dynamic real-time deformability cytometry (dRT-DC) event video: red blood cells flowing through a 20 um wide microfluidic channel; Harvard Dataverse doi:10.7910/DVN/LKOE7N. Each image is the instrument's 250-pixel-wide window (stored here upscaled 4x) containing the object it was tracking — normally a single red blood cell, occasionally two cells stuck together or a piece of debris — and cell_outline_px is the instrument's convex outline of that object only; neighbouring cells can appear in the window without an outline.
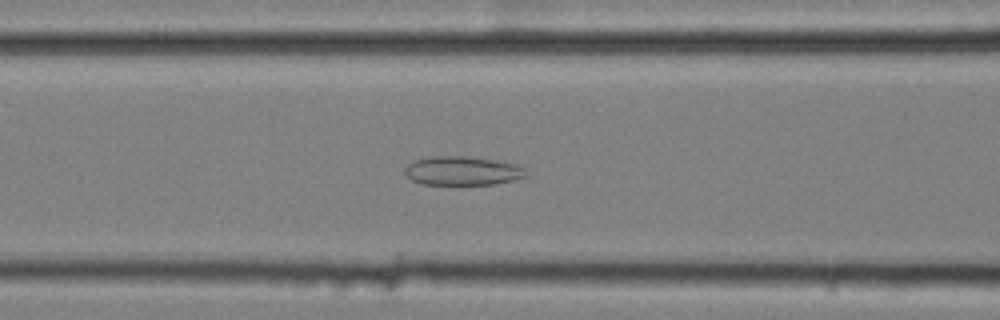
{"species": "common noctule bat (a hibernating species)", "species_latin": "Nyctalus noctula", "temperature_condition": "cold", "stored_images_in_passage": 48, "camera_frame_rate_fps": 3000, "um_per_image_px": 0.085, "animal": {"sex": "female", "body_mass_g": 25.1}, "frame": {"image": 1, "passage_image": 14, "time_ms": 4.333, "image_size_px": [1000, 320], "cell_outline_px": [[524, 176], [512, 180], [492, 184], [460, 188], [456, 188], [420, 184], [412, 180], [404, 172], [404, 168], [412, 160], [428, 156], [464, 156], [492, 160], [516, 164], [524, 168]], "centroid_in_image_um": [39.19, 14.57], "position_along_channel_um": 127.4, "area_um2": 21.27}}
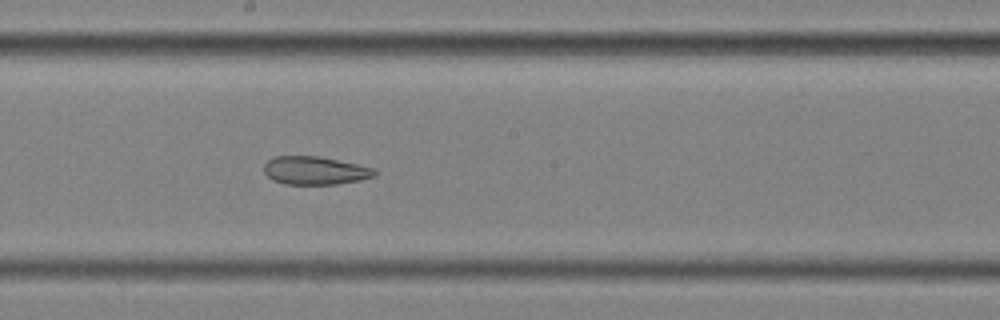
{"frame": {"image": 2, "passage_image": 22, "time_ms": 7.0, "image_size_px": [1000, 320], "cell_outline_px": [[376, 176], [360, 180], [336, 184], [284, 184], [272, 180], [264, 172], [264, 164], [268, 160], [276, 156], [320, 156], [356, 164], [372, 168], [376, 172]], "centroid_in_image_um": [26.75, 14.5], "position_along_channel_um": 221.5, "area_um2": 18.09}}
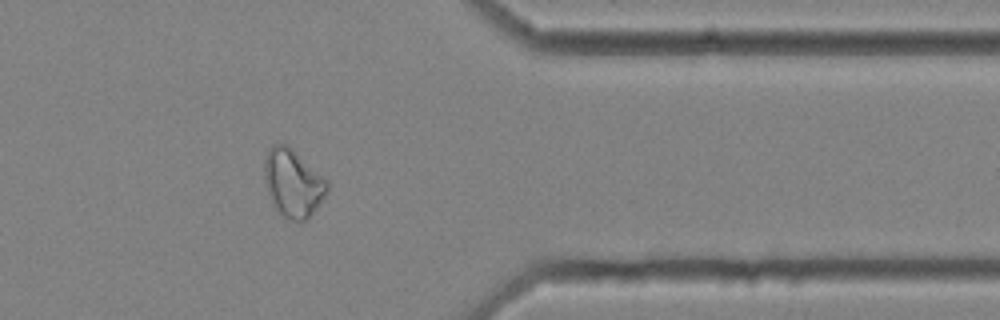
{"frame": {"image": 3, "passage_image": 37, "time_ms": 12.0, "image_size_px": [1000, 320], "cell_outline_px": [[328, 192], [316, 208], [304, 220], [288, 220], [276, 212], [272, 204], [268, 192], [264, 176], [264, 160], [268, 148], [272, 144], [288, 144], [328, 180]], "centroid_in_image_um": [24.89, 15.54], "position_along_channel_um": 386.5, "area_um2": 24.97}, "authors_computed_cell_mechanics": {"area_um2": 23.8136, "velocity_mm_per_s": 3.5389, "shape_relaxation_time_tau1_ms": null, "shape_relaxation_time_tau2_ms": 5.647, "deformation_change_tau1": null, "deformation_change_tau2": 0.1439}}